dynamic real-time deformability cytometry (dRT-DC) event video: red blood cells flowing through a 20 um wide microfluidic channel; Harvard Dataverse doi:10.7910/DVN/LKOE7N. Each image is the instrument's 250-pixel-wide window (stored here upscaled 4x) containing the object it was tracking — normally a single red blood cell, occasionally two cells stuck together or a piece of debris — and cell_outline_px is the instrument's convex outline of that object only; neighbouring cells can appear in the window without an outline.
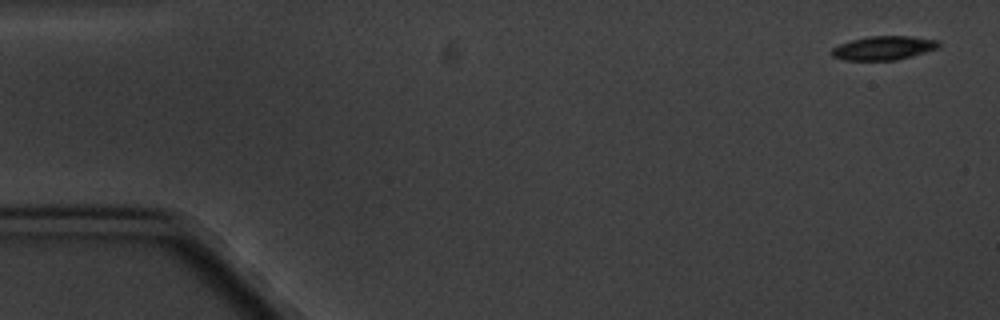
{"species": "common noctule bat (a hibernating species)", "species_latin": "Nyctalus noctula", "temperature_condition": "cold", "stored_images_in_passage": 6, "camera_frame_rate_fps": 3000, "um_per_image_px": 0.085, "animal": {"sex": "male", "body_mass_g": 20.1, "forearm_length_mm": 53.5}, "frame": {"image": 1, "passage_image": 1, "time_ms": 0.0, "image_size_px": [1000, 320], "cell_outline_px": [[940, 48], [912, 56], [896, 60], [844, 60], [832, 56], [832, 48], [840, 44], [852, 40], [868, 36], [912, 36], [940, 40]], "centroid_in_image_um": [75.16, 4.07], "position_along_channel_um": 9.8, "area_um2": 14.97}}
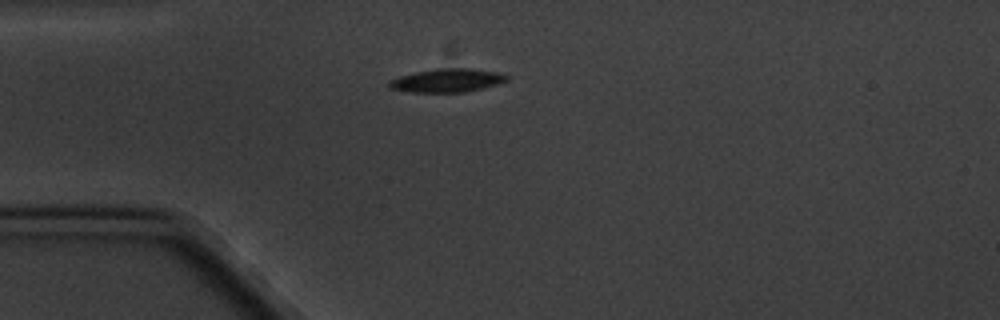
{"frame": {"image": 2, "passage_image": 5, "time_ms": 4.333, "image_size_px": [1000, 320], "cell_outline_px": [[508, 80], [496, 84], [464, 92], [412, 92], [388, 88], [388, 80], [400, 76], [416, 72], [436, 68], [472, 68], [504, 72], [508, 76]], "centroid_in_image_um": [38.02, 6.82], "position_along_channel_um": 47.0, "area_um2": 16.18}}
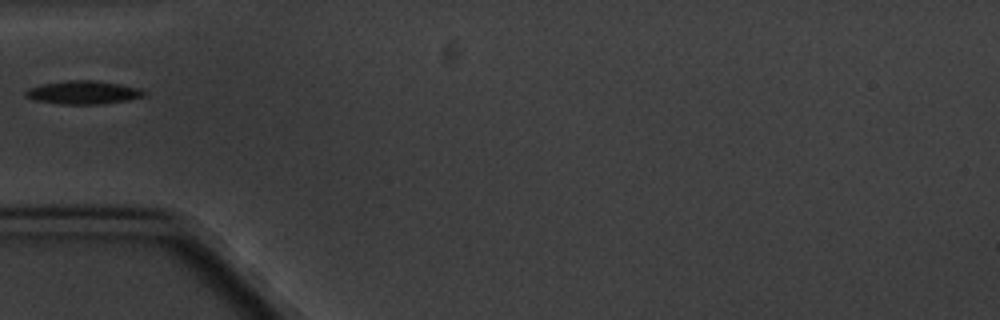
{"frame": {"image": 3, "passage_image": 6, "time_ms": 5.667, "image_size_px": [1000, 320], "cell_outline_px": [[144, 96], [128, 100], [100, 104], [60, 104], [36, 100], [24, 96], [24, 92], [28, 88], [40, 84], [68, 80], [92, 80], [120, 84], [140, 88], [144, 92]], "centroid_in_image_um": [7.04, 7.85], "position_along_channel_um": 78.0, "area_um2": 16.07}}